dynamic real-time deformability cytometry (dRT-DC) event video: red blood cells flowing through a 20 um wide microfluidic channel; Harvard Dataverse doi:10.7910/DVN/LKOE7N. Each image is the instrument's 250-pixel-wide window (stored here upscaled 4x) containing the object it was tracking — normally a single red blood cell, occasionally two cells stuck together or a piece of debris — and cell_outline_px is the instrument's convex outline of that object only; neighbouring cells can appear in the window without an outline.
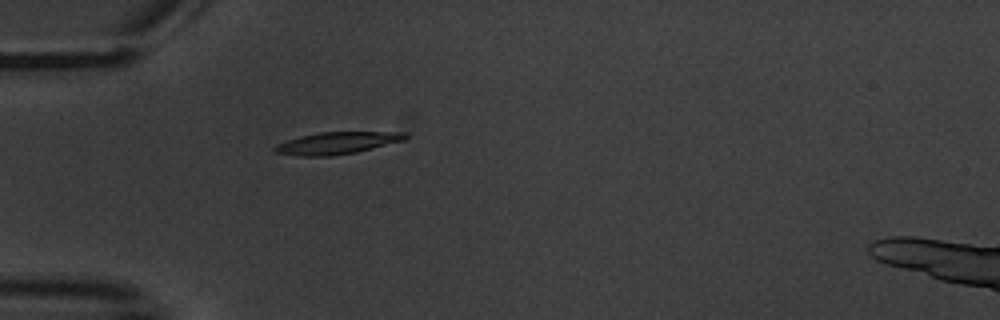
{"species": "common noctule bat (a hibernating species)", "species_latin": "Nyctalus noctula", "temperature_condition": "warm", "stored_images_in_passage": 1, "camera_frame_rate_fps": 3000, "um_per_image_px": 0.085, "animal": {"sex": "male", "body_mass_g": 20.1, "forearm_length_mm": 53.5}, "frame": {"image": 1, "passage_image": 1, "time_ms": 0.0, "image_size_px": [1000, 320], "cell_outline_px": [[408, 136], [404, 140], [356, 152], [332, 156], [300, 156], [276, 152], [272, 148], [276, 144], [300, 136], [320, 132], [404, 132]], "centroid_in_image_um": [28.62, 12.16], "position_along_channel_um": 56.4, "area_um2": 16.59}}